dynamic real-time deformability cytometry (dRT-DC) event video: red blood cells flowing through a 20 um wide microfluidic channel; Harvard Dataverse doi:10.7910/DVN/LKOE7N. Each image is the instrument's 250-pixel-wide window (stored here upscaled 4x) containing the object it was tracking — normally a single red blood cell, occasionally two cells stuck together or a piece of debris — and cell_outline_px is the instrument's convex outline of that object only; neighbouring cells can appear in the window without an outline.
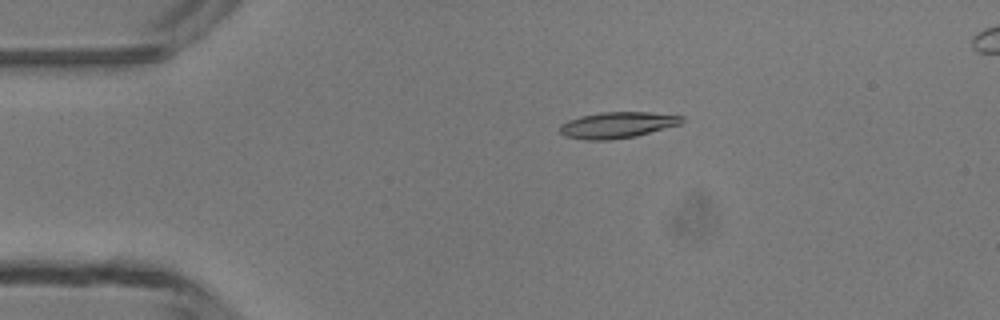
{"species": "common noctule bat (a hibernating species)", "species_latin": "Nyctalus noctula", "temperature_condition": "room temperature", "stored_images_in_passage": 5, "camera_frame_rate_fps": 3000, "um_per_image_px": 0.085, "animal": {"sex": "male", "body_mass_g": 13.3}, "frame": {"image": 1, "passage_image": 3, "time_ms": 2.333, "image_size_px": [1000, 320], "cell_outline_px": [[684, 120], [680, 124], [636, 136], [608, 140], [588, 140], [564, 136], [560, 132], [560, 124], [568, 120], [580, 116], [600, 112], [648, 112], [684, 116]], "centroid_in_image_um": [52.45, 10.62], "position_along_channel_um": 32.5, "area_um2": 18.55}}